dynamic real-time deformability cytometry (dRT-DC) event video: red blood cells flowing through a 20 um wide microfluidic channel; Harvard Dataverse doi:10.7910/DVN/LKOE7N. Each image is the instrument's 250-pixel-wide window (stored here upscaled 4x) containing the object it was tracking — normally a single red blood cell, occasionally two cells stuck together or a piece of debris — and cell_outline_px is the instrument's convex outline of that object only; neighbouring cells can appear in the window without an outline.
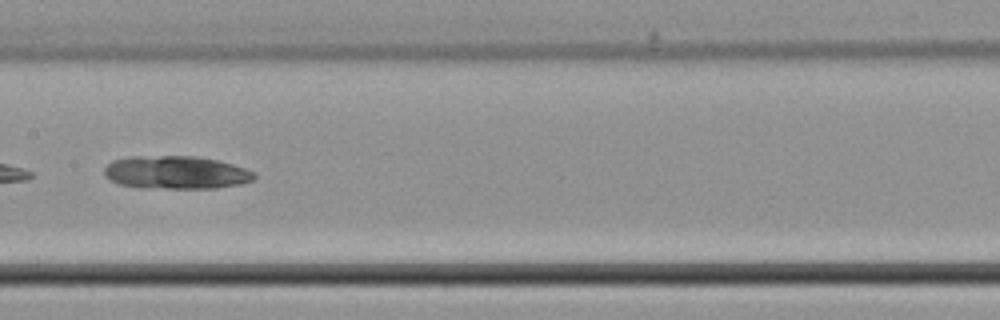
{"species": "common noctule bat (a hibernating species)", "species_latin": "Nyctalus noctula", "temperature_condition": "cold", "stored_images_in_passage": 30, "camera_frame_rate_fps": 3000, "um_per_image_px": 0.085, "animal": {"sex": "male", "body_mass_g": 21.5, "forearm_length_mm": 52.0}, "frame": {"image": 1, "passage_image": 9, "time_ms": 2.667, "image_size_px": [1000, 320], "cell_outline_px": [[256, 176], [252, 180], [240, 184], [216, 188], [136, 188], [120, 184], [104, 176], [104, 168], [112, 160], [132, 156], [196, 156], [216, 160], [232, 164], [256, 172]], "centroid_in_image_um": [14.94, 14.66], "position_along_channel_um": 192.5, "area_um2": 29.02}}